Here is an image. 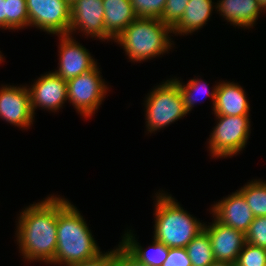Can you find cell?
Segmentation results:
<instances>
[{
    "label": "cell",
    "mask_w": 266,
    "mask_h": 266,
    "mask_svg": "<svg viewBox=\"0 0 266 266\" xmlns=\"http://www.w3.org/2000/svg\"><path fill=\"white\" fill-rule=\"evenodd\" d=\"M209 266H236V265L230 262L215 261L211 263Z\"/></svg>",
    "instance_id": "1f68e13d"
},
{
    "label": "cell",
    "mask_w": 266,
    "mask_h": 266,
    "mask_svg": "<svg viewBox=\"0 0 266 266\" xmlns=\"http://www.w3.org/2000/svg\"><path fill=\"white\" fill-rule=\"evenodd\" d=\"M157 195L154 239L168 248H186L205 224L188 214L171 195Z\"/></svg>",
    "instance_id": "3957f363"
},
{
    "label": "cell",
    "mask_w": 266,
    "mask_h": 266,
    "mask_svg": "<svg viewBox=\"0 0 266 266\" xmlns=\"http://www.w3.org/2000/svg\"><path fill=\"white\" fill-rule=\"evenodd\" d=\"M29 26L51 34L67 35L71 5L66 0H26Z\"/></svg>",
    "instance_id": "ba28073f"
},
{
    "label": "cell",
    "mask_w": 266,
    "mask_h": 266,
    "mask_svg": "<svg viewBox=\"0 0 266 266\" xmlns=\"http://www.w3.org/2000/svg\"><path fill=\"white\" fill-rule=\"evenodd\" d=\"M219 13L230 23L240 27H253L258 15L265 10L259 0H220Z\"/></svg>",
    "instance_id": "e0dca14e"
},
{
    "label": "cell",
    "mask_w": 266,
    "mask_h": 266,
    "mask_svg": "<svg viewBox=\"0 0 266 266\" xmlns=\"http://www.w3.org/2000/svg\"><path fill=\"white\" fill-rule=\"evenodd\" d=\"M173 80L178 84L179 90L183 97L184 108L187 113H189L192 107H194L195 102L199 101L195 94L200 95V93H204L205 95H210L213 100L214 107L218 85H215L211 93L207 88V84H202L200 79H191L186 85H182L183 83H181L178 79Z\"/></svg>",
    "instance_id": "7402d4cb"
},
{
    "label": "cell",
    "mask_w": 266,
    "mask_h": 266,
    "mask_svg": "<svg viewBox=\"0 0 266 266\" xmlns=\"http://www.w3.org/2000/svg\"><path fill=\"white\" fill-rule=\"evenodd\" d=\"M189 0H167L160 20L173 29L181 20Z\"/></svg>",
    "instance_id": "484cf974"
},
{
    "label": "cell",
    "mask_w": 266,
    "mask_h": 266,
    "mask_svg": "<svg viewBox=\"0 0 266 266\" xmlns=\"http://www.w3.org/2000/svg\"><path fill=\"white\" fill-rule=\"evenodd\" d=\"M245 236L247 243L266 248V216L255 217Z\"/></svg>",
    "instance_id": "4316f807"
},
{
    "label": "cell",
    "mask_w": 266,
    "mask_h": 266,
    "mask_svg": "<svg viewBox=\"0 0 266 266\" xmlns=\"http://www.w3.org/2000/svg\"><path fill=\"white\" fill-rule=\"evenodd\" d=\"M212 0H189L180 22L172 29L173 33H192L208 21L213 5Z\"/></svg>",
    "instance_id": "ac0fdd59"
},
{
    "label": "cell",
    "mask_w": 266,
    "mask_h": 266,
    "mask_svg": "<svg viewBox=\"0 0 266 266\" xmlns=\"http://www.w3.org/2000/svg\"><path fill=\"white\" fill-rule=\"evenodd\" d=\"M138 18L160 19L167 0H130Z\"/></svg>",
    "instance_id": "cb8c5ba5"
},
{
    "label": "cell",
    "mask_w": 266,
    "mask_h": 266,
    "mask_svg": "<svg viewBox=\"0 0 266 266\" xmlns=\"http://www.w3.org/2000/svg\"><path fill=\"white\" fill-rule=\"evenodd\" d=\"M31 89V90H30ZM67 82L54 72L42 75L32 88H29L33 114L36 107L56 111L67 98Z\"/></svg>",
    "instance_id": "4fadbf2b"
},
{
    "label": "cell",
    "mask_w": 266,
    "mask_h": 266,
    "mask_svg": "<svg viewBox=\"0 0 266 266\" xmlns=\"http://www.w3.org/2000/svg\"><path fill=\"white\" fill-rule=\"evenodd\" d=\"M98 70L96 65L88 72L66 81L68 100L85 117L95 113L108 90Z\"/></svg>",
    "instance_id": "52a82bcc"
},
{
    "label": "cell",
    "mask_w": 266,
    "mask_h": 266,
    "mask_svg": "<svg viewBox=\"0 0 266 266\" xmlns=\"http://www.w3.org/2000/svg\"><path fill=\"white\" fill-rule=\"evenodd\" d=\"M216 118L219 122L209 139L213 157H231L242 151L249 139V115H216Z\"/></svg>",
    "instance_id": "8992f818"
},
{
    "label": "cell",
    "mask_w": 266,
    "mask_h": 266,
    "mask_svg": "<svg viewBox=\"0 0 266 266\" xmlns=\"http://www.w3.org/2000/svg\"><path fill=\"white\" fill-rule=\"evenodd\" d=\"M145 105L149 132L164 128L188 114L178 84L173 79L155 87Z\"/></svg>",
    "instance_id": "5b68a950"
},
{
    "label": "cell",
    "mask_w": 266,
    "mask_h": 266,
    "mask_svg": "<svg viewBox=\"0 0 266 266\" xmlns=\"http://www.w3.org/2000/svg\"><path fill=\"white\" fill-rule=\"evenodd\" d=\"M235 83H219L213 111L215 115H249L250 106L246 93Z\"/></svg>",
    "instance_id": "2e32d148"
},
{
    "label": "cell",
    "mask_w": 266,
    "mask_h": 266,
    "mask_svg": "<svg viewBox=\"0 0 266 266\" xmlns=\"http://www.w3.org/2000/svg\"><path fill=\"white\" fill-rule=\"evenodd\" d=\"M30 93L27 87L3 86L0 88V118L15 126L27 128L34 119Z\"/></svg>",
    "instance_id": "9c48e42d"
},
{
    "label": "cell",
    "mask_w": 266,
    "mask_h": 266,
    "mask_svg": "<svg viewBox=\"0 0 266 266\" xmlns=\"http://www.w3.org/2000/svg\"><path fill=\"white\" fill-rule=\"evenodd\" d=\"M117 248L108 253H100L95 258L70 266H116Z\"/></svg>",
    "instance_id": "f1b7e54d"
},
{
    "label": "cell",
    "mask_w": 266,
    "mask_h": 266,
    "mask_svg": "<svg viewBox=\"0 0 266 266\" xmlns=\"http://www.w3.org/2000/svg\"><path fill=\"white\" fill-rule=\"evenodd\" d=\"M20 215L17 240L22 255L52 264L57 248V197L32 204Z\"/></svg>",
    "instance_id": "6da1fadb"
},
{
    "label": "cell",
    "mask_w": 266,
    "mask_h": 266,
    "mask_svg": "<svg viewBox=\"0 0 266 266\" xmlns=\"http://www.w3.org/2000/svg\"><path fill=\"white\" fill-rule=\"evenodd\" d=\"M262 7L266 10V0H259Z\"/></svg>",
    "instance_id": "d6a6232c"
},
{
    "label": "cell",
    "mask_w": 266,
    "mask_h": 266,
    "mask_svg": "<svg viewBox=\"0 0 266 266\" xmlns=\"http://www.w3.org/2000/svg\"><path fill=\"white\" fill-rule=\"evenodd\" d=\"M239 192L244 196L255 217L266 216V182L251 181L241 187Z\"/></svg>",
    "instance_id": "44dd1931"
},
{
    "label": "cell",
    "mask_w": 266,
    "mask_h": 266,
    "mask_svg": "<svg viewBox=\"0 0 266 266\" xmlns=\"http://www.w3.org/2000/svg\"><path fill=\"white\" fill-rule=\"evenodd\" d=\"M212 213L218 222L244 234L248 232L255 218L244 196L238 190L216 203L212 208Z\"/></svg>",
    "instance_id": "5bb4252c"
},
{
    "label": "cell",
    "mask_w": 266,
    "mask_h": 266,
    "mask_svg": "<svg viewBox=\"0 0 266 266\" xmlns=\"http://www.w3.org/2000/svg\"><path fill=\"white\" fill-rule=\"evenodd\" d=\"M2 56H3V55H1V54H0V62H1V61H2V59H3V57H2Z\"/></svg>",
    "instance_id": "e575fe53"
},
{
    "label": "cell",
    "mask_w": 266,
    "mask_h": 266,
    "mask_svg": "<svg viewBox=\"0 0 266 266\" xmlns=\"http://www.w3.org/2000/svg\"><path fill=\"white\" fill-rule=\"evenodd\" d=\"M172 32L160 19L137 18L114 41L123 46L132 61H145L171 48L168 34Z\"/></svg>",
    "instance_id": "277c9868"
},
{
    "label": "cell",
    "mask_w": 266,
    "mask_h": 266,
    "mask_svg": "<svg viewBox=\"0 0 266 266\" xmlns=\"http://www.w3.org/2000/svg\"><path fill=\"white\" fill-rule=\"evenodd\" d=\"M71 37L68 34L60 35V64L59 69L54 72L66 81L88 72L96 66L89 51Z\"/></svg>",
    "instance_id": "7c38bea8"
},
{
    "label": "cell",
    "mask_w": 266,
    "mask_h": 266,
    "mask_svg": "<svg viewBox=\"0 0 266 266\" xmlns=\"http://www.w3.org/2000/svg\"><path fill=\"white\" fill-rule=\"evenodd\" d=\"M70 5H72L77 0H66Z\"/></svg>",
    "instance_id": "836d02e7"
},
{
    "label": "cell",
    "mask_w": 266,
    "mask_h": 266,
    "mask_svg": "<svg viewBox=\"0 0 266 266\" xmlns=\"http://www.w3.org/2000/svg\"><path fill=\"white\" fill-rule=\"evenodd\" d=\"M99 249L77 208L57 197V248L52 263H82L102 253Z\"/></svg>",
    "instance_id": "7a4b0ae2"
},
{
    "label": "cell",
    "mask_w": 266,
    "mask_h": 266,
    "mask_svg": "<svg viewBox=\"0 0 266 266\" xmlns=\"http://www.w3.org/2000/svg\"><path fill=\"white\" fill-rule=\"evenodd\" d=\"M204 230L210 237L215 260L235 264L246 243L245 234L218 222L216 219L210 226L204 225Z\"/></svg>",
    "instance_id": "8fae6325"
},
{
    "label": "cell",
    "mask_w": 266,
    "mask_h": 266,
    "mask_svg": "<svg viewBox=\"0 0 266 266\" xmlns=\"http://www.w3.org/2000/svg\"><path fill=\"white\" fill-rule=\"evenodd\" d=\"M162 266H192L186 248H169L166 261Z\"/></svg>",
    "instance_id": "83f0119b"
},
{
    "label": "cell",
    "mask_w": 266,
    "mask_h": 266,
    "mask_svg": "<svg viewBox=\"0 0 266 266\" xmlns=\"http://www.w3.org/2000/svg\"><path fill=\"white\" fill-rule=\"evenodd\" d=\"M78 29L87 36L105 40L103 0H77L71 5L68 35Z\"/></svg>",
    "instance_id": "30bf717a"
},
{
    "label": "cell",
    "mask_w": 266,
    "mask_h": 266,
    "mask_svg": "<svg viewBox=\"0 0 266 266\" xmlns=\"http://www.w3.org/2000/svg\"><path fill=\"white\" fill-rule=\"evenodd\" d=\"M29 26L26 0H6V29Z\"/></svg>",
    "instance_id": "603a6c76"
},
{
    "label": "cell",
    "mask_w": 266,
    "mask_h": 266,
    "mask_svg": "<svg viewBox=\"0 0 266 266\" xmlns=\"http://www.w3.org/2000/svg\"><path fill=\"white\" fill-rule=\"evenodd\" d=\"M192 266H209L215 262L208 233L203 230L186 246Z\"/></svg>",
    "instance_id": "ffe728a7"
},
{
    "label": "cell",
    "mask_w": 266,
    "mask_h": 266,
    "mask_svg": "<svg viewBox=\"0 0 266 266\" xmlns=\"http://www.w3.org/2000/svg\"><path fill=\"white\" fill-rule=\"evenodd\" d=\"M116 266H148L135 258L121 243L117 248Z\"/></svg>",
    "instance_id": "f546056e"
},
{
    "label": "cell",
    "mask_w": 266,
    "mask_h": 266,
    "mask_svg": "<svg viewBox=\"0 0 266 266\" xmlns=\"http://www.w3.org/2000/svg\"><path fill=\"white\" fill-rule=\"evenodd\" d=\"M105 40H115L134 20L130 0H103Z\"/></svg>",
    "instance_id": "9a60e30c"
},
{
    "label": "cell",
    "mask_w": 266,
    "mask_h": 266,
    "mask_svg": "<svg viewBox=\"0 0 266 266\" xmlns=\"http://www.w3.org/2000/svg\"><path fill=\"white\" fill-rule=\"evenodd\" d=\"M6 28V0H0V28Z\"/></svg>",
    "instance_id": "4dcf8cb0"
},
{
    "label": "cell",
    "mask_w": 266,
    "mask_h": 266,
    "mask_svg": "<svg viewBox=\"0 0 266 266\" xmlns=\"http://www.w3.org/2000/svg\"><path fill=\"white\" fill-rule=\"evenodd\" d=\"M236 266H266V248L245 243L238 255Z\"/></svg>",
    "instance_id": "d4e9b609"
},
{
    "label": "cell",
    "mask_w": 266,
    "mask_h": 266,
    "mask_svg": "<svg viewBox=\"0 0 266 266\" xmlns=\"http://www.w3.org/2000/svg\"><path fill=\"white\" fill-rule=\"evenodd\" d=\"M124 235L125 237H123L121 244L140 262H143L148 266H162V264L166 261L169 248L163 243L154 239L153 244L149 249L152 250H143L131 232H127Z\"/></svg>",
    "instance_id": "d6986e66"
}]
</instances>
